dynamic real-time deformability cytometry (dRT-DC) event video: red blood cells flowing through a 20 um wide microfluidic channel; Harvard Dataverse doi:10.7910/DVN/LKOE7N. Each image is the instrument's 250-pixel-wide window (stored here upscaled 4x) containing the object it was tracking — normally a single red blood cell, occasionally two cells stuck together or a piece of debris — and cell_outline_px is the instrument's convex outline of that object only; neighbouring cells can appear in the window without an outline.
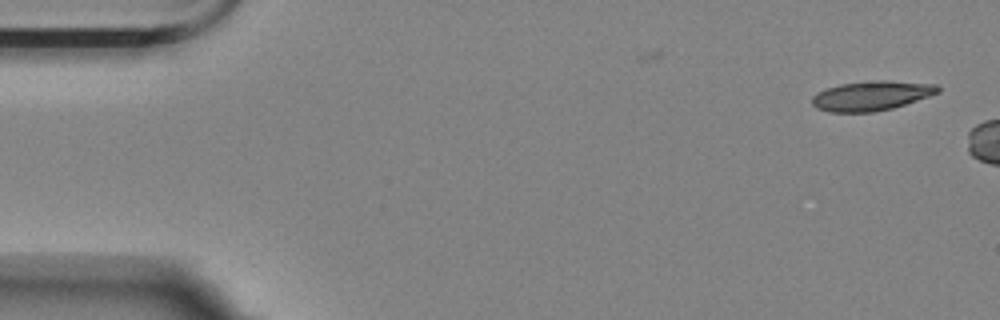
{"species": "Egyptian fruit bat (a non-hibernating species)", "species_latin": "Rousettus aegyptiacus", "temperature_condition": "room temperature", "stored_images_in_passage": 6, "camera_frame_rate_fps": 3000, "um_per_image_px": 0.085, "animal": {"sex": "female"}, "frame": {"image": 1, "passage_image": 1, "time_ms": 0.0, "image_size_px": [1000, 320], "cell_outline_px": [[940, 92], [892, 108], [872, 112], [828, 112], [816, 108], [812, 104], [812, 96], [816, 92], [824, 88], [840, 84], [876, 80], [888, 80], [936, 84], [940, 88]], "centroid_in_image_um": [74.03, 8.13], "position_along_channel_um": 11.0, "area_um2": 21.73}}